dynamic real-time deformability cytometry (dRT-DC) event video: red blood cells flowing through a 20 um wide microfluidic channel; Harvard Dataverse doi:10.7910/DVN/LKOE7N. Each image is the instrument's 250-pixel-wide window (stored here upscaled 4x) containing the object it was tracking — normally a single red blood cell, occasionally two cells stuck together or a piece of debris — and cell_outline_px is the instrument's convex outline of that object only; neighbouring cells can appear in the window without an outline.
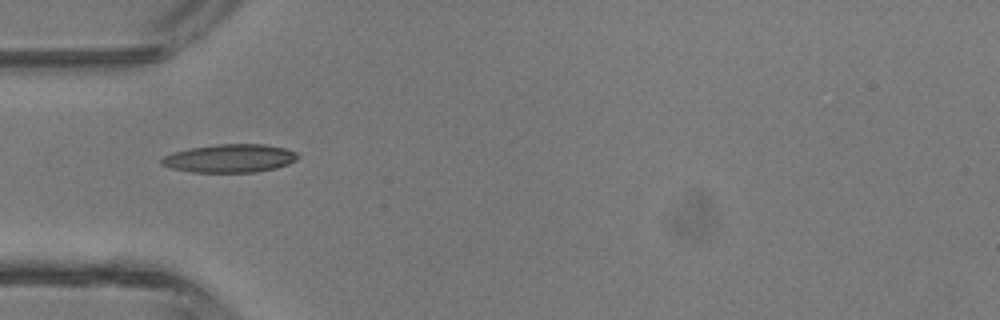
{"species": "common noctule bat (a hibernating species)", "species_latin": "Nyctalus noctula", "temperature_condition": "room temperature", "stored_images_in_passage": 6, "camera_frame_rate_fps": 3000, "um_per_image_px": 0.085, "animal": {"sex": "male", "body_mass_g": 13.3}, "frame": {"image": 1, "passage_image": 5, "time_ms": 5.667, "image_size_px": [1000, 320], "cell_outline_px": [[300, 156], [296, 160], [288, 164], [276, 168], [256, 172], [192, 172], [172, 168], [160, 164], [160, 160], [164, 156], [172, 152], [192, 148], [216, 144], [264, 144], [284, 148], [296, 152]], "centroid_in_image_um": [19.54, 13.46], "position_along_channel_um": 65.5, "area_um2": 22.43}}
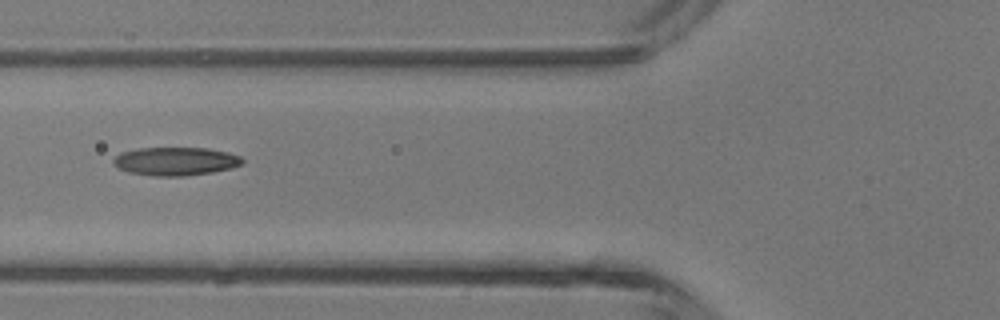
{"frame": {"image": 2, "passage_image": 6, "time_ms": 6.667, "image_size_px": [1000, 320], "cell_outline_px": [[244, 160], [240, 164], [232, 168], [212, 172], [184, 176], [156, 176], [128, 172], [112, 164], [112, 160], [120, 152], [136, 148], [208, 148], [228, 152], [240, 156]], "centroid_in_image_um": [14.9, 13.7], "position_along_channel_um": 110.9, "area_um2": 21.33}}